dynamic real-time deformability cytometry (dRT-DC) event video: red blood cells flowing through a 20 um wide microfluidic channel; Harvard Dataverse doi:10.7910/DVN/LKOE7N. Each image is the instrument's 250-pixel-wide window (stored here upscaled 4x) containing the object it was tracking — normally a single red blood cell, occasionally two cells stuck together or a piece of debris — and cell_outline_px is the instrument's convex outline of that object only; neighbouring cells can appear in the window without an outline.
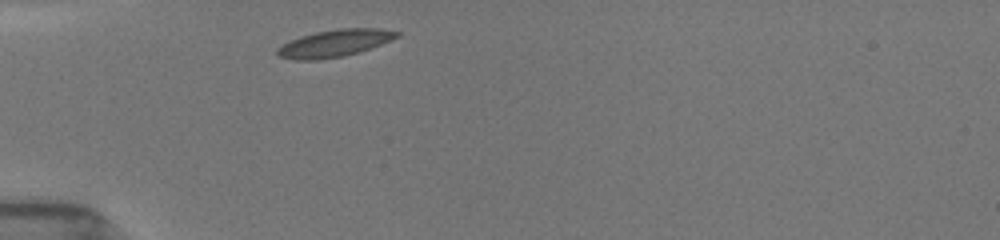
{"species": "common noctule bat (a hibernating species)", "species_latin": "Nyctalus noctula", "temperature_condition": "room temperature", "stored_images_in_passage": 8, "camera_frame_rate_fps": 3000, "um_per_image_px": 0.085, "animal": {"sex": "female", "body_mass_g": 19.5, "forearm_length_mm": 54.1}, "frame": {"image": 1, "passage_image": 1, "time_ms": 0.0, "image_size_px": [1000, 240], "cell_outline_px": [[400, 36], [392, 40], [360, 52], [344, 56], [316, 60], [296, 60], [276, 56], [276, 48], [280, 44], [300, 36], [316, 32], [340, 28], [380, 28], [400, 32]], "centroid_in_image_um": [28.42, 3.68], "position_along_channel_um": 56.6, "area_um2": 19.19}}
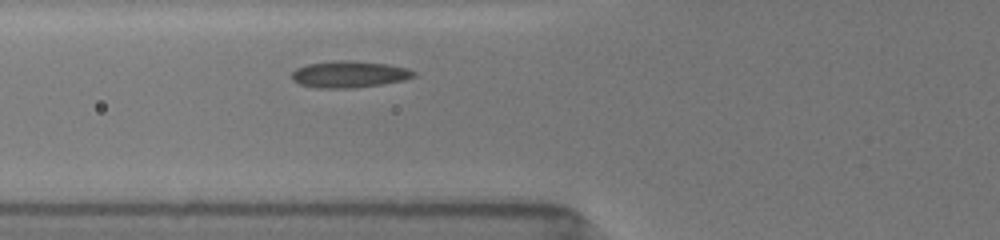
{"frame": {"image": 2, "passage_image": 8, "time_ms": 1.333, "image_size_px": [1000, 240], "cell_outline_px": [[416, 76], [404, 80], [380, 84], [352, 88], [316, 88], [300, 84], [292, 80], [292, 72], [296, 68], [308, 64], [388, 64], [408, 68], [416, 72]], "centroid_in_image_um": [29.71, 6.38], "position_along_channel_um": 96.1, "area_um2": 17.63}}